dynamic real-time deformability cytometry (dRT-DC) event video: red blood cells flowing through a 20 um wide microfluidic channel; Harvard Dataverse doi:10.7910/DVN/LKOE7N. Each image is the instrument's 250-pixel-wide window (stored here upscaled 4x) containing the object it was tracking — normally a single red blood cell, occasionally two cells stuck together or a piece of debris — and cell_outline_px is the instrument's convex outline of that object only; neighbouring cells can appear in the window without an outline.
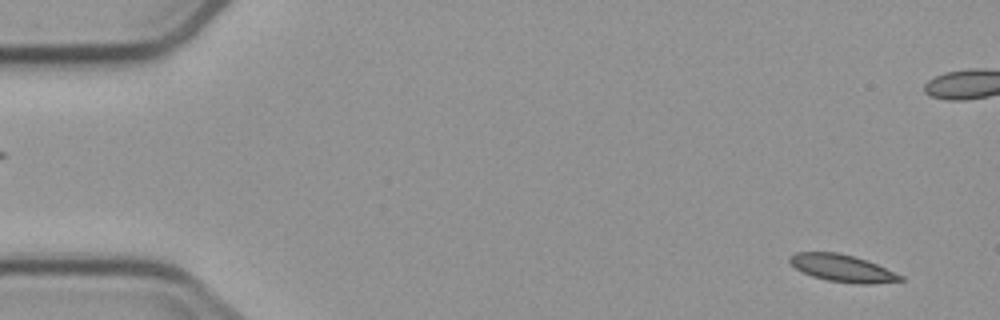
{"species": "common noctule bat (a hibernating species)", "species_latin": "Nyctalus noctula", "temperature_condition": "cold", "stored_images_in_passage": 6, "segment_of_instrument_passage": [1, 2], "camera_frame_rate_fps": 3000, "um_per_image_px": 0.085, "animal": {"sex": "male", "body_mass_g": 23.1, "forearm_length_mm": 52.7}, "frame": {"image": 1, "passage_image": 1, "time_ms": 0.0, "image_size_px": [1000, 320], "cell_outline_px": [[904, 280], [872, 284], [856, 284], [828, 280], [812, 276], [796, 268], [788, 260], [788, 256], [796, 252], [840, 252], [876, 264], [904, 276]], "centroid_in_image_um": [71.59, 22.79], "position_along_channel_um": 13.4, "area_um2": 17.4}}
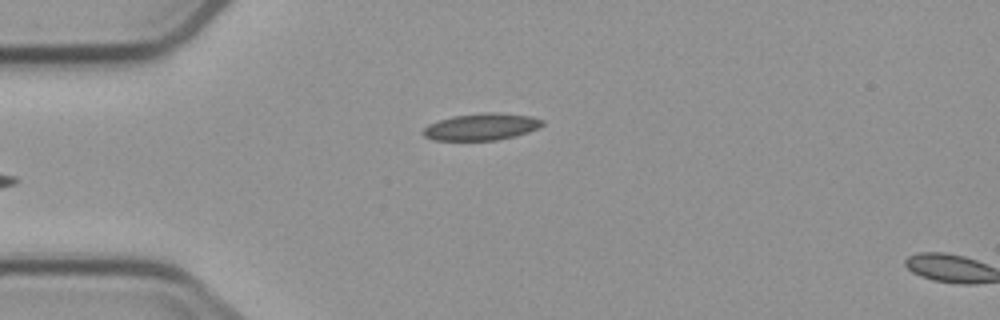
{"frame": {"image": 2, "passage_image": 5, "time_ms": 5.333, "image_size_px": [1000, 320], "cell_outline_px": [[544, 124], [540, 128], [516, 136], [496, 140], [432, 140], [424, 136], [424, 128], [428, 124], [452, 116], [488, 112], [492, 112], [532, 116], [544, 120]], "centroid_in_image_um": [40.96, 10.78], "position_along_channel_um": 44.0, "area_um2": 18.67}}